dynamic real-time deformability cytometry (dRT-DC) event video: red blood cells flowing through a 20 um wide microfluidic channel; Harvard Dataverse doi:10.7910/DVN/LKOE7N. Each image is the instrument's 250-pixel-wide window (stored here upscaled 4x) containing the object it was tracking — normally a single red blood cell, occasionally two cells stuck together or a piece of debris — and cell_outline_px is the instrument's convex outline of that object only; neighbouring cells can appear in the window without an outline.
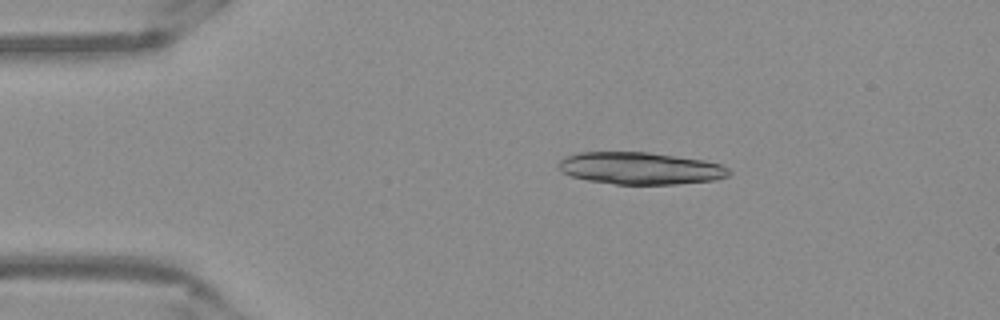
{"species": "Egyptian fruit bat (a non-hibernating species)", "species_latin": "Rousettus aegyptiacus", "temperature_condition": "warm", "stored_images_in_passage": 14, "camera_frame_rate_fps": 3000, "um_per_image_px": 0.085, "frame": {"image": 1, "passage_image": 8, "time_ms": 2.333, "image_size_px": [1000, 320], "cell_outline_px": [[732, 172], [728, 176], [716, 180], [676, 184], [616, 184], [588, 180], [572, 176], [564, 172], [556, 164], [560, 160], [568, 156], [580, 152], [648, 152], [704, 160], [720, 164], [728, 168]], "centroid_in_image_um": [54.46, 14.3], "position_along_channel_um": 30.5, "area_um2": 31.79}}